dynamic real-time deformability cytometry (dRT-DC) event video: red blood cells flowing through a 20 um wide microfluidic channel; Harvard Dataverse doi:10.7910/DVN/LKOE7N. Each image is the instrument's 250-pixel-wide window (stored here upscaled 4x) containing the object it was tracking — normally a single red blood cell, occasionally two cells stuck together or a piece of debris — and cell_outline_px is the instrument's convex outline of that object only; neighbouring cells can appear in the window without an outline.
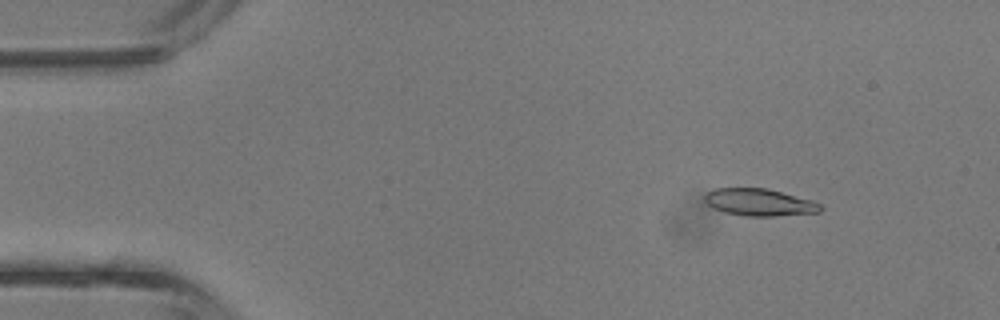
{"species": "common noctule bat (a hibernating species)", "species_latin": "Nyctalus noctula", "temperature_condition": "room temperature", "stored_images_in_passage": 36, "camera_frame_rate_fps": 3000, "um_per_image_px": 0.085, "animal": {"sex": "male", "body_mass_g": 13.3}, "frame": {"image": 1, "passage_image": 5, "time_ms": 1.333, "image_size_px": [1000, 320], "cell_outline_px": [[824, 208], [820, 212], [776, 216], [744, 216], [724, 212], [712, 208], [704, 200], [704, 196], [708, 192], [716, 188], [768, 188], [812, 200], [820, 204]], "centroid_in_image_um": [64.56, 17.2], "position_along_channel_um": 20.4, "area_um2": 18.44}}
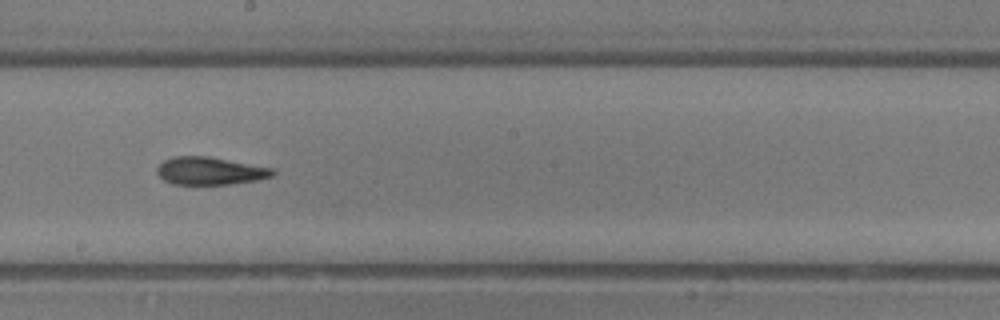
{"frame": {"image": 2, "passage_image": 23, "time_ms": 7.333, "image_size_px": [1000, 320], "cell_outline_px": [[276, 172], [272, 176], [256, 180], [228, 184], [172, 184], [164, 180], [156, 172], [156, 168], [164, 160], [172, 156], [208, 156], [276, 168]], "centroid_in_image_um": [17.87, 14.51], "position_along_channel_um": 230.3, "area_um2": 18.79}}
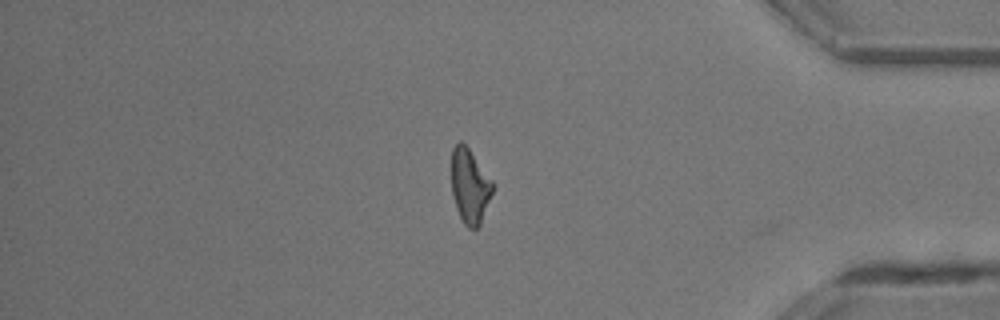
{"frame": {"image": 3, "passage_image": 35, "time_ms": 11.333, "image_size_px": [1000, 320], "cell_outline_px": [[492, 192], [480, 224], [476, 228], [468, 228], [464, 224], [456, 208], [452, 196], [452, 148], [460, 140], [468, 148], [492, 180]], "centroid_in_image_um": [39.91, 15.81], "position_along_channel_um": 395.3, "area_um2": 17.51}, "authors_computed_cell_mechanics": {"area_um2": 18.7272, "velocity_mm_per_s": 4.9308, "shape_relaxation_time_tau1_ms": 5.2511, "shape_relaxation_time_tau2_ms": 1.0014, "deformation_change_tau1": 0.1865, "deformation_change_tau2": 0.0807}}